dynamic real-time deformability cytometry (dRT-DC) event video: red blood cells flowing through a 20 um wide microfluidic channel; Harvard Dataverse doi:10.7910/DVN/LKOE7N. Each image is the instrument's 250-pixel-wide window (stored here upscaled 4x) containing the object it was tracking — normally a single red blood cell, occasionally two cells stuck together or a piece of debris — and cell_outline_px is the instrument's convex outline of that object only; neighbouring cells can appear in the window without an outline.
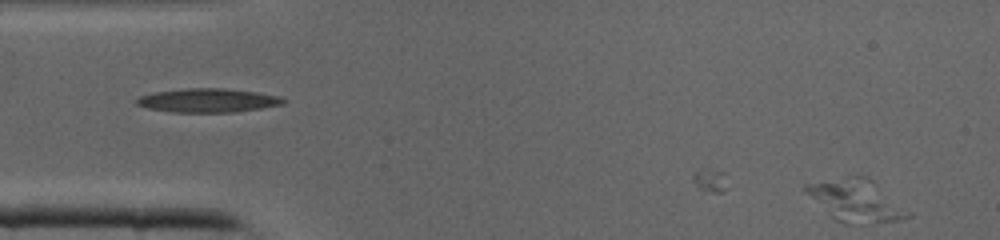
{"species": "common noctule bat (a hibernating species)", "species_latin": "Nyctalus noctula", "temperature_condition": "cold", "stored_images_in_passage": 5, "camera_frame_rate_fps": 3000, "um_per_image_px": 0.085, "animal": {"sex": "male", "body_mass_g": 19.0, "forearm_length_mm": 50.8}, "frame": {"image": 1, "passage_image": 5, "time_ms": 1.333, "image_size_px": [1000, 240], "cell_outline_px": [[912, 216], [900, 220], [864, 224], [844, 224], [836, 220], [804, 188], [804, 184], [848, 176], [868, 176], [908, 212]], "centroid_in_image_um": [72.79, 17.05], "position_along_channel_um": 12.2, "area_um2": 24.1}}